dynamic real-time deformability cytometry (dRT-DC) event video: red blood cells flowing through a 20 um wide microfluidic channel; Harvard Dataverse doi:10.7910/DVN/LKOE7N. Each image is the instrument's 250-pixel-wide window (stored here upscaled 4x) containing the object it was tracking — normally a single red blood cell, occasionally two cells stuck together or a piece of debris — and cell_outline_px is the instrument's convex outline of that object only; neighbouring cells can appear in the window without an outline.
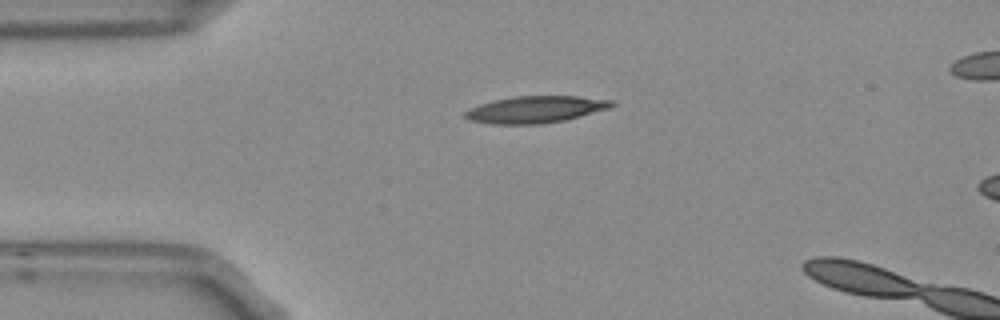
{"species": "Egyptian fruit bat (a non-hibernating species)", "species_latin": "Rousettus aegyptiacus", "temperature_condition": "room temperature", "stored_images_in_passage": 2, "camera_frame_rate_fps": 3000, "um_per_image_px": 0.085, "frame": {"image": 1, "passage_image": 1, "time_ms": 0.0, "image_size_px": [1000, 320], "cell_outline_px": [[616, 104], [608, 108], [580, 116], [564, 120], [540, 124], [488, 124], [468, 120], [464, 116], [464, 112], [480, 104], [492, 100], [516, 96], [576, 96], [612, 100]], "centroid_in_image_um": [45.48, 9.3], "position_along_channel_um": 39.5, "area_um2": 22.83}}